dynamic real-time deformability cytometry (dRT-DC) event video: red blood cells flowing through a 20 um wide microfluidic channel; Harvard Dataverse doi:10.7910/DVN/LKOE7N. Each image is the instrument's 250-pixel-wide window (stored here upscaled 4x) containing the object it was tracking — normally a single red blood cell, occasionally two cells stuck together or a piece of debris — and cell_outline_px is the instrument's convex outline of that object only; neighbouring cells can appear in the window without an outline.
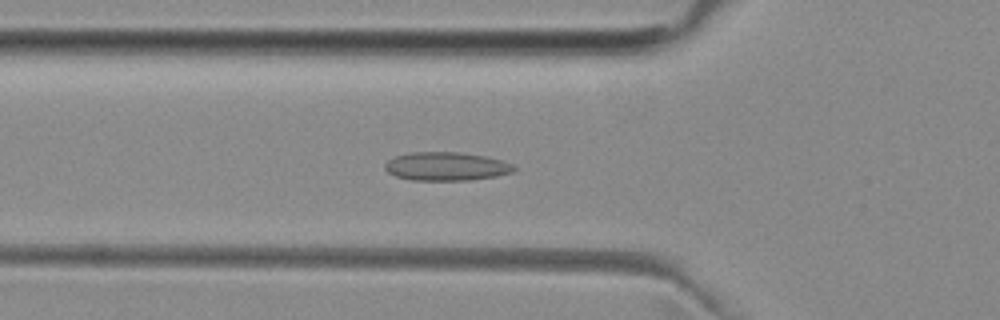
{"species": "common noctule bat (a hibernating species)", "species_latin": "Nyctalus noctula", "temperature_condition": "room temperature", "stored_images_in_passage": 52, "camera_frame_rate_fps": 3000, "um_per_image_px": 0.085, "animal": {"sex": "female", "body_mass_g": 29.2, "forearm_length_mm": 56.3}, "frame": {"image": 1, "passage_image": 18, "time_ms": 5.667, "image_size_px": [1000, 320], "cell_outline_px": [[516, 168], [512, 172], [496, 176], [468, 180], [412, 180], [396, 176], [388, 172], [384, 168], [384, 164], [388, 160], [396, 156], [412, 152], [456, 152], [484, 156], [504, 160], [512, 164]], "centroid_in_image_um": [37.93, 14.14], "position_along_channel_um": 87.9, "area_um2": 21.33}}
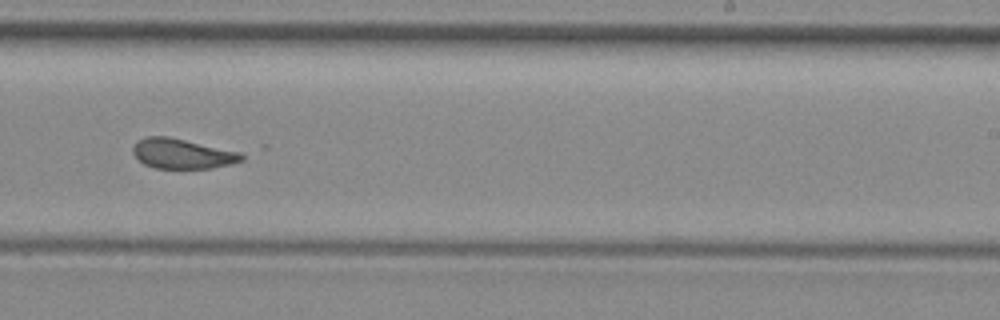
{"frame": {"image": 2, "passage_image": 32, "time_ms": 10.333, "image_size_px": [1000, 320], "cell_outline_px": [[244, 160], [232, 164], [212, 168], [156, 168], [144, 164], [132, 152], [132, 148], [136, 140], [148, 136], [168, 136], [240, 152], [244, 156]], "centroid_in_image_um": [15.49, 13.06], "position_along_channel_um": 273.5, "area_um2": 18.96}}
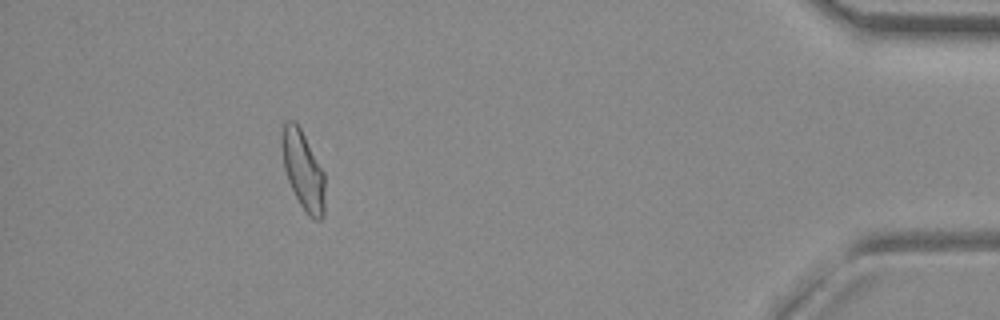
{"frame": {"image": 3, "passage_image": 47, "time_ms": 15.333, "image_size_px": [1000, 320], "cell_outline_px": [[324, 216], [320, 220], [316, 220], [308, 216], [304, 212], [288, 180], [284, 168], [280, 144], [280, 140], [284, 120], [296, 120], [324, 172]], "centroid_in_image_um": [25.74, 14.45], "position_along_channel_um": 409.5, "area_um2": 19.94}, "authors_computed_cell_mechanics": {"area_um2": 20.1144, "velocity_mm_per_s": 3.9832, "shape_relaxation_time_tau1_ms": null, "shape_relaxation_time_tau2_ms": 2.0946, "deformation_change_tau1": null, "deformation_change_tau2": 0.0583}}